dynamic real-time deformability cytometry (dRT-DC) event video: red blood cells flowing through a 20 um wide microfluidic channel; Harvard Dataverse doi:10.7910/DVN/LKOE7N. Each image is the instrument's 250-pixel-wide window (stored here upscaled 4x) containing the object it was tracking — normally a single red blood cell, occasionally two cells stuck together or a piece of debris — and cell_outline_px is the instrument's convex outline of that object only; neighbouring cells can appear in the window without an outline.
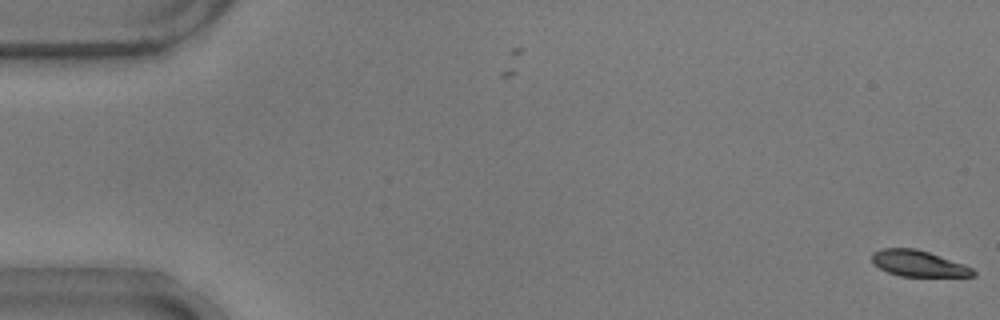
{"species": "common noctule bat (a hibernating species)", "species_latin": "Nyctalus noctula", "temperature_condition": "warm", "stored_images_in_passage": 4, "camera_frame_rate_fps": 3000, "um_per_image_px": 0.085, "animal": {"sex": "male", "body_mass_g": 17.9}, "frame": {"image": 1, "passage_image": 4, "time_ms": 1.0, "image_size_px": [1000, 320], "cell_outline_px": [[976, 276], [900, 276], [888, 272], [872, 264], [872, 252], [880, 248], [916, 248], [964, 264], [972, 268], [976, 272]], "centroid_in_image_um": [78.04, 22.39], "position_along_channel_um": 7.0, "area_um2": 15.37}}